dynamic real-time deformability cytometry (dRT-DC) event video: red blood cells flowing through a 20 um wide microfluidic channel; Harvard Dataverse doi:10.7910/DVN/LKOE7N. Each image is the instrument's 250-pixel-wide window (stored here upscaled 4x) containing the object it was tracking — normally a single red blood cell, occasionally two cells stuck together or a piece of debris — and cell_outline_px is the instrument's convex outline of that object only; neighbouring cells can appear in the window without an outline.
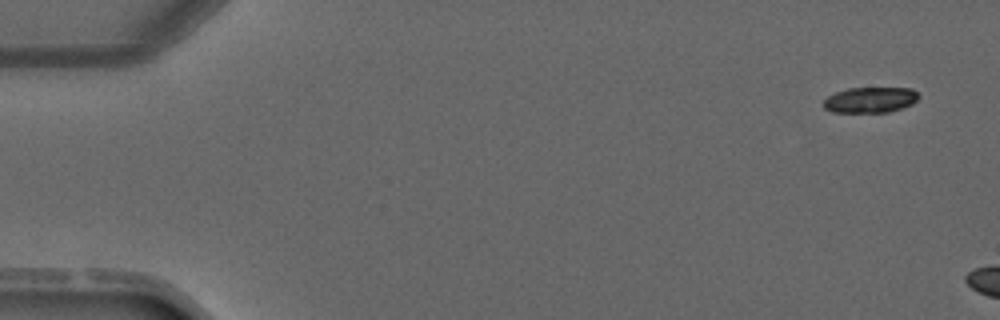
{"species": "common noctule bat (a hibernating species)", "species_latin": "Nyctalus noctula", "temperature_condition": "warm", "stored_images_in_passage": 2, "camera_frame_rate_fps": 3000, "um_per_image_px": 0.085, "animal": {"sex": "male", "forearm_length_mm": 52.5}, "frame": {"image": 1, "passage_image": 1, "time_ms": 0.0, "image_size_px": [1000, 320], "cell_outline_px": [[920, 96], [912, 104], [888, 112], [832, 112], [824, 108], [824, 100], [828, 96], [836, 92], [848, 88], [912, 88]], "centroid_in_image_um": [73.97, 8.48], "position_along_channel_um": 11.0, "area_um2": 14.1}}